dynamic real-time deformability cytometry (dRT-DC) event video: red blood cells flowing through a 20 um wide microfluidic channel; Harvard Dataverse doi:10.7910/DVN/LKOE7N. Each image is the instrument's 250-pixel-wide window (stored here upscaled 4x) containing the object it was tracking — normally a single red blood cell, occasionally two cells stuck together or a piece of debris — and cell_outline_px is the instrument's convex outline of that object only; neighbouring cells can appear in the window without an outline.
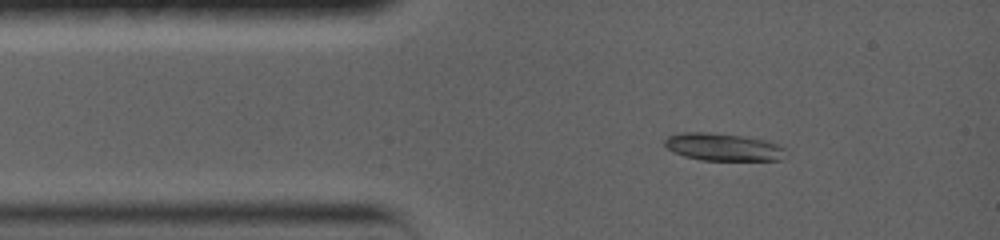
{"species": "common noctule bat (a hibernating species)", "species_latin": "Nyctalus noctula", "temperature_condition": "warm", "stored_images_in_passage": 17, "camera_frame_rate_fps": 5000, "um_per_image_px": 0.085, "animal": {"sex": "female", "body_mass_g": 19.0, "forearm_length_mm": 56.7}, "frame": {"image": 1, "passage_image": 1, "time_ms": 0.0, "image_size_px": [1000, 240], "cell_outline_px": [[784, 148], [780, 160], [700, 160], [684, 156], [672, 152], [664, 144], [664, 140], [668, 136], [676, 132], [708, 132], [744, 136], [768, 140]], "centroid_in_image_um": [61.39, 12.48], "position_along_channel_um": 23.6, "area_um2": 19.42}}
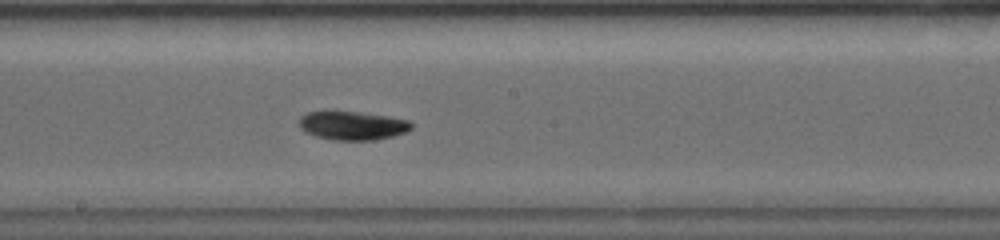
{"frame": {"image": 2, "passage_image": 8, "time_ms": 6.2, "image_size_px": [1000, 240], "cell_outline_px": [[412, 128], [404, 132], [392, 136], [372, 140], [336, 140], [316, 136], [304, 132], [300, 128], [300, 116], [308, 112], [356, 112], [388, 116], [408, 120], [412, 124]], "centroid_in_image_um": [29.95, 10.68], "position_along_channel_um": 218.3, "area_um2": 18.44}}
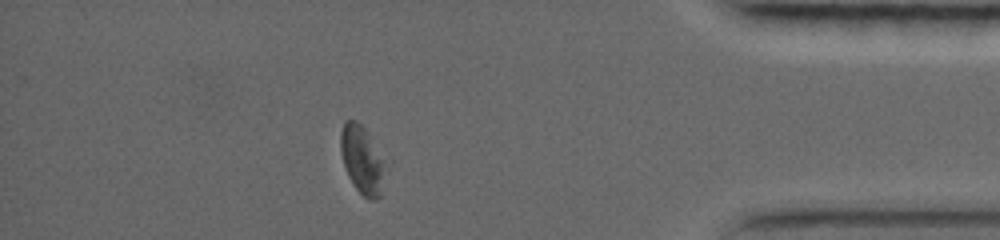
{"frame": {"image": 3, "passage_image": 15, "time_ms": 12.4, "image_size_px": [1000, 240], "cell_outline_px": [[384, 164], [380, 196], [376, 200], [372, 200], [364, 196], [356, 188], [348, 176], [340, 152], [340, 132], [344, 120], [356, 120], [368, 132]], "centroid_in_image_um": [30.72, 13.54], "position_along_channel_um": 404.5, "area_um2": 17.17}, "authors_computed_cell_mechanics": {"area_um2": 18.7272, "velocity_mm_per_s": 3.5876, "shape_relaxation_time_tau1_ms": 1.8155, "shape_relaxation_time_tau2_ms": null, "deformation_change_tau1": 0.0883, "deformation_change_tau2": null}}